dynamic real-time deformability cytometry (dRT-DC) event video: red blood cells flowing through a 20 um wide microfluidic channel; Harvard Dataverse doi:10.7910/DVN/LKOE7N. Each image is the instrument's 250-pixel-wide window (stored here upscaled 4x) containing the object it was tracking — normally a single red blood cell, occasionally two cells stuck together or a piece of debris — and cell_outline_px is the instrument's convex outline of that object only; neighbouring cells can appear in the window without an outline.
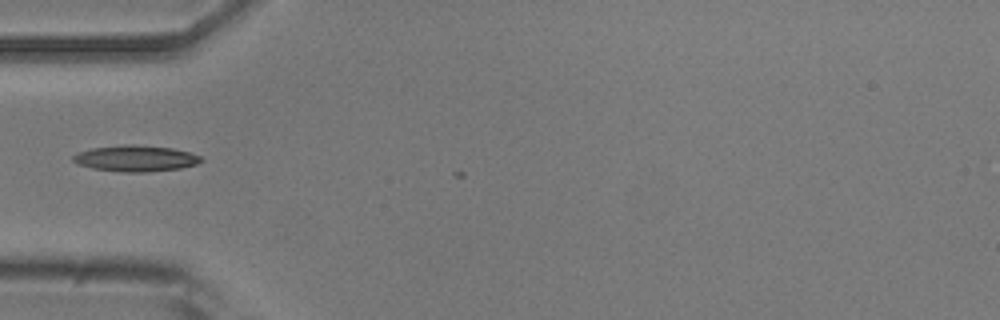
{"species": "common noctule bat (a hibernating species)", "species_latin": "Nyctalus noctula", "temperature_condition": "room temperature", "stored_images_in_passage": 3, "camera_frame_rate_fps": 3000, "um_per_image_px": 0.085, "animal": {"sex": "male", "body_mass_g": 20.5, "forearm_length_mm": 52.5}, "frame": {"image": 1, "passage_image": 2, "time_ms": 0.333, "image_size_px": [1000, 320], "cell_outline_px": [[204, 160], [196, 164], [180, 168], [148, 172], [124, 172], [92, 168], [76, 164], [72, 160], [72, 156], [80, 152], [92, 148], [124, 144], [132, 144], [172, 148], [188, 152], [200, 156]], "centroid_in_image_um": [11.51, 13.46], "position_along_channel_um": 73.5, "area_um2": 19.42}}